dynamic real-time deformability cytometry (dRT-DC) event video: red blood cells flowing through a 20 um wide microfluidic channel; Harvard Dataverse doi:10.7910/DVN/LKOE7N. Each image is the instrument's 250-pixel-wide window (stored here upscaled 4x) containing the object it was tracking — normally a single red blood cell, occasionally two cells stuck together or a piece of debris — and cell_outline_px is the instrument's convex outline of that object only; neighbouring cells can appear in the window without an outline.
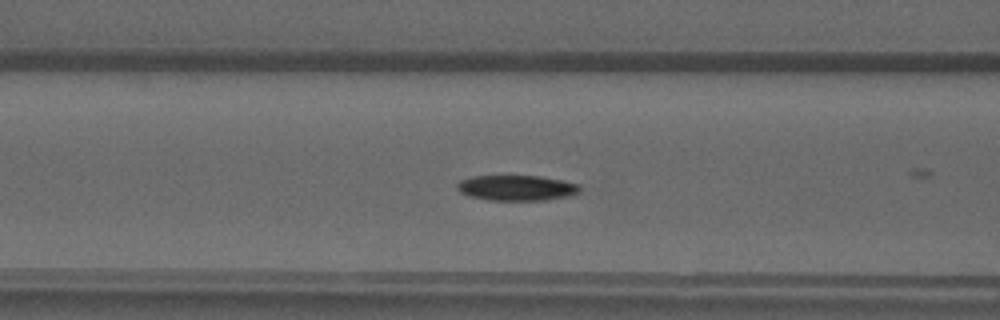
{"species": "common noctule bat (a hibernating species)", "species_latin": "Nyctalus noctula", "temperature_condition": "warm", "stored_images_in_passage": 18, "camera_frame_rate_fps": 3000, "um_per_image_px": 0.085, "animal": {"sex": "male", "forearm_length_mm": 52.5}, "frame": {"image": 1, "passage_image": 5, "time_ms": 1.333, "image_size_px": [1000, 320], "cell_outline_px": [[580, 192], [572, 196], [544, 200], [488, 200], [468, 196], [460, 192], [456, 188], [456, 184], [460, 180], [472, 176], [540, 176], [580, 184]], "centroid_in_image_um": [43.91, 15.97], "position_along_channel_um": 122.7, "area_um2": 18.32}}
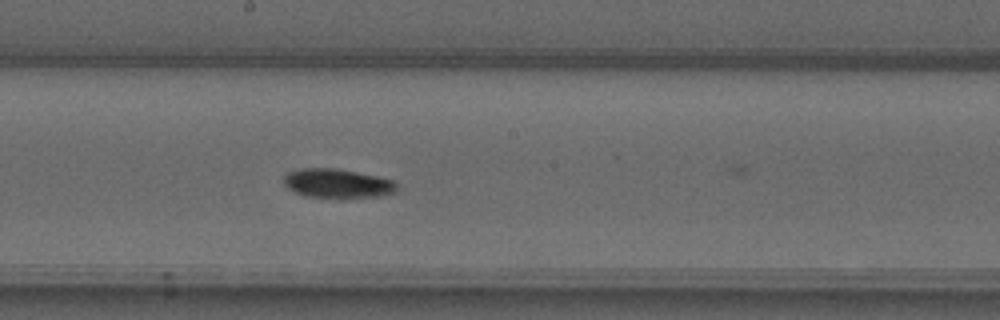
{"frame": {"image": 2, "passage_image": 12, "time_ms": 3.667, "image_size_px": [1000, 320], "cell_outline_px": [[400, 188], [396, 192], [380, 196], [304, 196], [292, 192], [284, 184], [284, 176], [288, 172], [300, 168], [332, 168], [356, 172], [376, 176], [392, 180]], "centroid_in_image_um": [28.65, 15.57], "position_along_channel_um": 219.5, "area_um2": 18.79}}
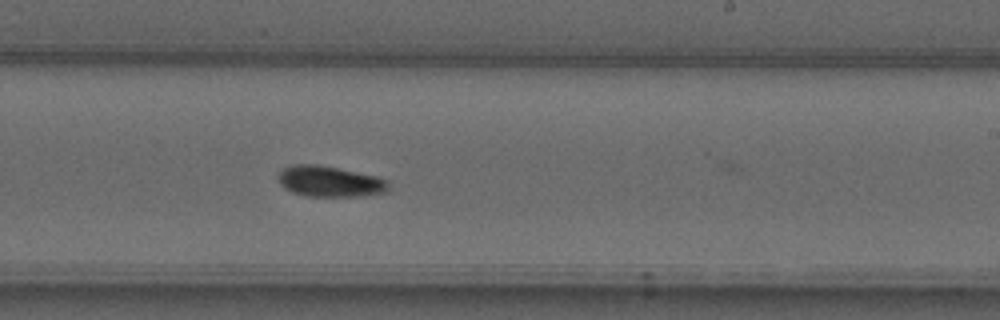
{"frame": {"image": 3, "passage_image": 15, "time_ms": 4.667, "image_size_px": [1000, 320], "cell_outline_px": [[388, 192], [356, 196], [304, 196], [292, 192], [284, 188], [280, 184], [280, 172], [284, 168], [292, 164], [316, 164], [376, 176], [388, 180]], "centroid_in_image_um": [28.03, 15.43], "position_along_channel_um": 261.0, "area_um2": 19.59}}